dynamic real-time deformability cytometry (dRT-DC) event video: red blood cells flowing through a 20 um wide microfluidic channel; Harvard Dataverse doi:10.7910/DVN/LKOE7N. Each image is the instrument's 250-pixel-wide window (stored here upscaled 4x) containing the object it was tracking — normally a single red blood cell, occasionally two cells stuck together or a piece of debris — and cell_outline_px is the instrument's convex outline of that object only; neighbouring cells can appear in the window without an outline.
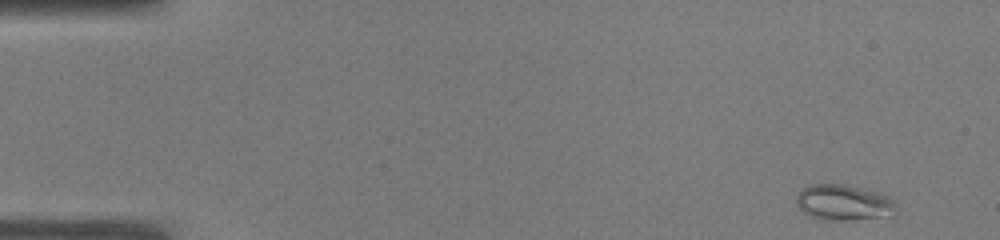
{"species": "common noctule bat (a hibernating species)", "species_latin": "Nyctalus noctula", "temperature_condition": "warm", "stored_images_in_passage": 50, "camera_frame_rate_fps": 3000, "um_per_image_px": 0.085, "animal": {"sex": "male", "body_mass_g": 19.0, "forearm_length_mm": 50.8}, "frame": {"image": 1, "passage_image": 1, "time_ms": 0.0, "image_size_px": [1000, 240], "cell_outline_px": [[896, 216], [844, 220], [824, 220], [812, 216], [804, 212], [796, 204], [796, 196], [808, 184], [848, 184], [876, 192], [888, 196], [896, 200]], "centroid_in_image_um": [71.77, 17.21], "position_along_channel_um": 13.2, "area_um2": 21.04}}
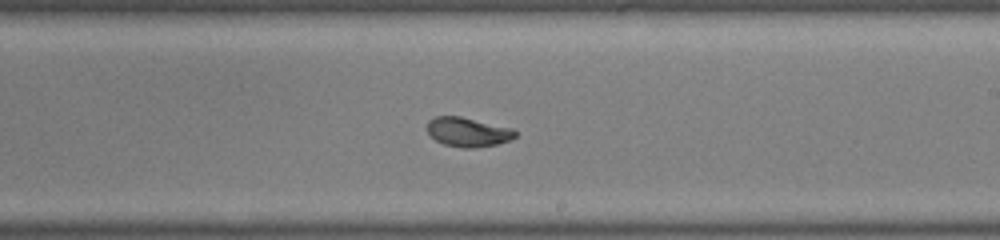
{"frame": {"image": 2, "passage_image": 29, "time_ms": 9.333, "image_size_px": [1000, 240], "cell_outline_px": [[516, 136], [508, 140], [496, 144], [476, 148], [464, 148], [444, 144], [436, 140], [428, 132], [428, 120], [436, 116], [460, 116], [512, 128], [516, 132]], "centroid_in_image_um": [39.76, 11.22], "position_along_channel_um": 249.2, "area_um2": 14.85}}
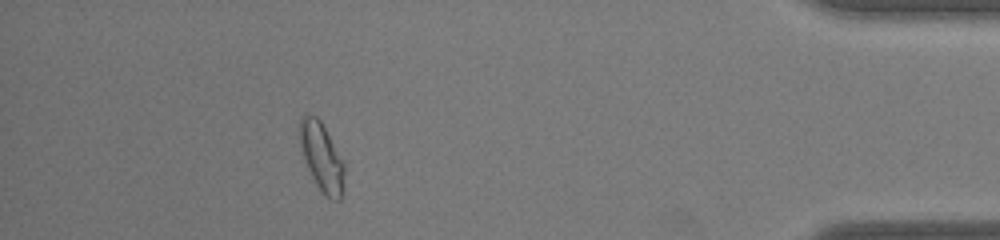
{"frame": {"image": 3, "passage_image": 45, "time_ms": 14.667, "image_size_px": [1000, 240], "cell_outline_px": [[344, 192], [340, 200], [332, 200], [324, 196], [316, 184], [304, 160], [300, 148], [300, 120], [304, 116], [316, 116], [320, 120], [344, 164]], "centroid_in_image_um": [27.36, 13.43], "position_along_channel_um": 407.8, "area_um2": 17.51}, "authors_computed_cell_mechanics": {"area_um2": 16.6464, "velocity_mm_per_s": 3.8743, "shape_relaxation_time_tau1_ms": 7.7542, "shape_relaxation_time_tau2_ms": 1.0244, "deformation_change_tau1": 0.216, "deformation_change_tau2": 0.0502}}